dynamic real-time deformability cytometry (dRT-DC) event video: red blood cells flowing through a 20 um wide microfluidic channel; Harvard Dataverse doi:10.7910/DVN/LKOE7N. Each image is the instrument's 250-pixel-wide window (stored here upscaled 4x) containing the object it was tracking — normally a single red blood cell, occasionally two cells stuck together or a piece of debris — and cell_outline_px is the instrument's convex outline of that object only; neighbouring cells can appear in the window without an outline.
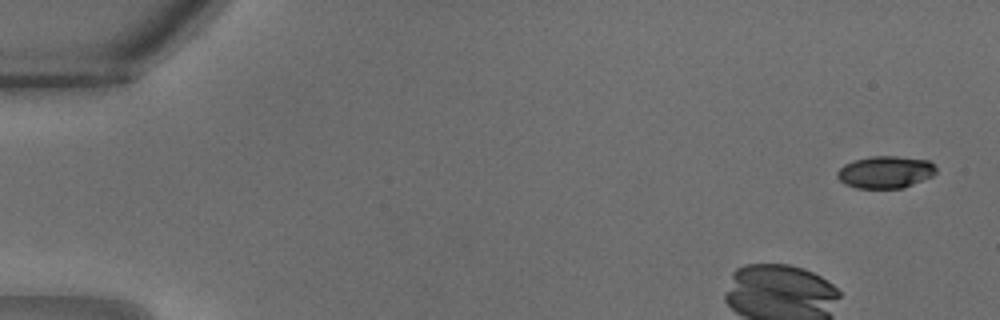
{"species": "common noctule bat (a hibernating species)", "species_latin": "Nyctalus noctula", "temperature_condition": "warm", "stored_images_in_passage": 16, "camera_frame_rate_fps": 3000, "um_per_image_px": 0.085, "animal": {"sex": "male", "body_mass_g": 18.8}, "frame": {"image": 1, "passage_image": 1, "time_ms": 0.0, "image_size_px": [1000, 320], "cell_outline_px": [[936, 172], [932, 176], [904, 188], [856, 188], [844, 184], [836, 176], [836, 172], [844, 164], [856, 160], [872, 156], [896, 156], [928, 160], [936, 168]], "centroid_in_image_um": [75.24, 14.63], "position_along_channel_um": 9.8, "area_um2": 18.5}}